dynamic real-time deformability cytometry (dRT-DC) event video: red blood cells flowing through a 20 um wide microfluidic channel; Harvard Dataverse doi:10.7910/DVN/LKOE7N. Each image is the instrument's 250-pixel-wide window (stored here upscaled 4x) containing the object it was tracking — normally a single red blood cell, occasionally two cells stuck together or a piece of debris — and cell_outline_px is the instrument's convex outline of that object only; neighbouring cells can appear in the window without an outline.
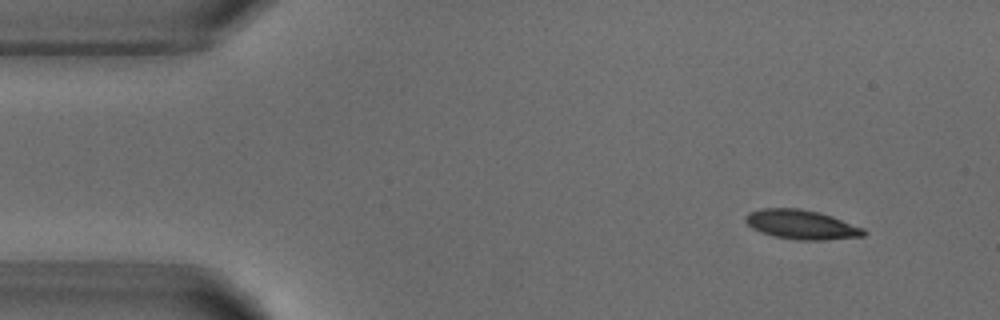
{"species": "common noctule bat (a hibernating species)", "species_latin": "Nyctalus noctula", "temperature_condition": "warm", "stored_images_in_passage": 3, "camera_frame_rate_fps": 3000, "um_per_image_px": 0.085, "animal": {"sex": "male", "body_mass_g": 18.8}, "frame": {"image": 1, "passage_image": 1, "time_ms": 0.0, "image_size_px": [1000, 320], "cell_outline_px": [[868, 232], [864, 236], [824, 240], [796, 240], [772, 236], [760, 232], [752, 228], [744, 220], [744, 216], [748, 212], [760, 208], [800, 208], [820, 212], [832, 216], [864, 228]], "centroid_in_image_um": [68.11, 19.08], "position_along_channel_um": 16.9, "area_um2": 20.52}}
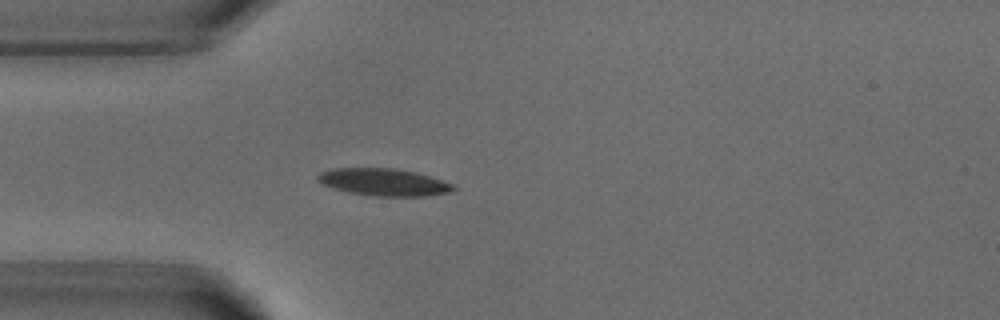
{"frame": {"image": 2, "passage_image": 3, "time_ms": 3.0, "image_size_px": [1000, 320], "cell_outline_px": [[456, 188], [448, 192], [428, 196], [372, 196], [348, 192], [324, 184], [316, 180], [316, 176], [320, 172], [332, 168], [396, 168], [416, 172], [452, 184]], "centroid_in_image_um": [32.58, 15.48], "position_along_channel_um": 52.4, "area_um2": 21.39}}